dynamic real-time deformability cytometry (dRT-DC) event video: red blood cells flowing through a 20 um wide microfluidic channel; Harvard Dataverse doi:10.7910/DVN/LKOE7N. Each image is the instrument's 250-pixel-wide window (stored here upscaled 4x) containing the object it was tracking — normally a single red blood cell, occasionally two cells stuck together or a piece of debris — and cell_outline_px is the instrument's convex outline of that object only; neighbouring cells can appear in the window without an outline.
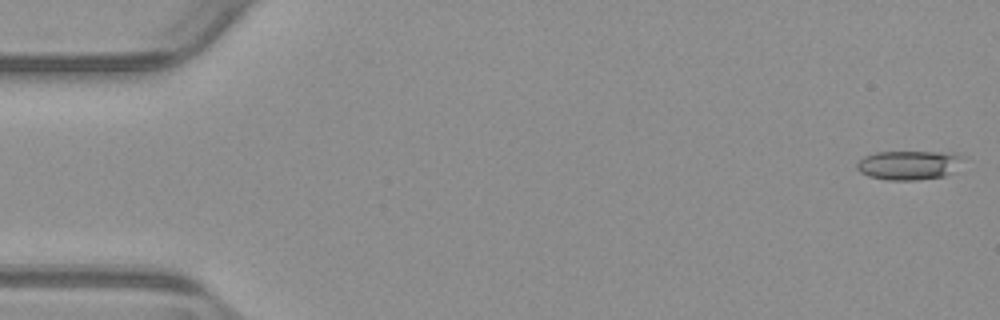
{"species": "common noctule bat (a hibernating species)", "species_latin": "Nyctalus noctula", "temperature_condition": "warm", "stored_images_in_passage": 54, "camera_frame_rate_fps": 3000, "um_per_image_px": 0.085, "animal": {"sex": "male", "body_mass_g": 23.1, "forearm_length_mm": 52.7}, "frame": {"image": 1, "passage_image": 1, "time_ms": 0.0, "image_size_px": [1000, 320], "cell_outline_px": [[968, 156], [960, 172], [944, 176], [916, 180], [888, 180], [868, 176], [860, 172], [856, 168], [856, 164], [864, 156], [876, 152], [956, 152]], "centroid_in_image_um": [77.43, 14.03], "position_along_channel_um": 7.6, "area_um2": 18.9}}
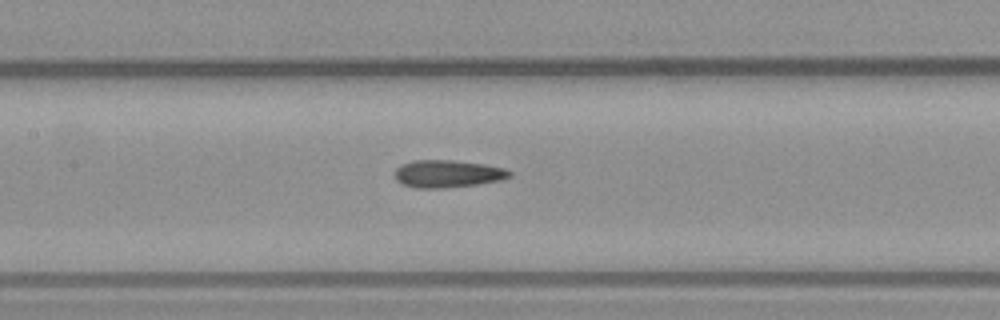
{"frame": {"image": 2, "passage_image": 25, "time_ms": 8.0, "image_size_px": [1000, 320], "cell_outline_px": [[512, 176], [500, 180], [476, 184], [444, 188], [416, 188], [400, 184], [396, 180], [396, 168], [400, 164], [412, 160], [452, 160], [484, 164], [504, 168], [512, 172]], "centroid_in_image_um": [38.02, 14.77], "position_along_channel_um": 169.4, "area_um2": 18.44}}
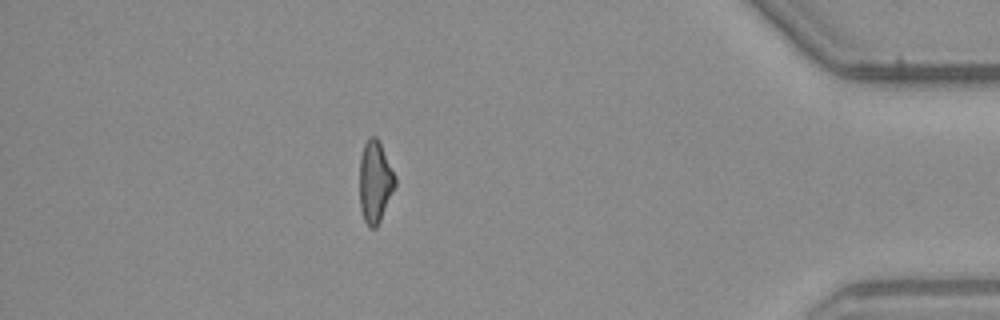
{"frame": {"image": 3, "passage_image": 47, "time_ms": 15.333, "image_size_px": [1000, 320], "cell_outline_px": [[396, 184], [380, 220], [376, 228], [368, 228], [364, 220], [360, 208], [360, 156], [364, 144], [368, 136], [376, 136], [396, 176]], "centroid_in_image_um": [31.87, 15.45], "position_along_channel_um": 403.3, "area_um2": 16.88}, "authors_computed_cell_mechanics": {"area_um2": 18.0336, "velocity_mm_per_s": 3.855, "shape_relaxation_time_tau1_ms": null, "shape_relaxation_time_tau2_ms": 2.9449, "deformation_change_tau1": null, "deformation_change_tau2": 0.1272}}